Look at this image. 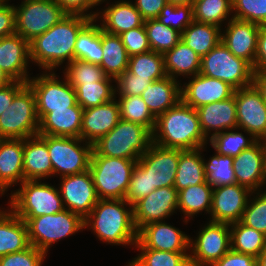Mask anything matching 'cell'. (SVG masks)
<instances>
[{
	"label": "cell",
	"instance_id": "cell-1",
	"mask_svg": "<svg viewBox=\"0 0 266 266\" xmlns=\"http://www.w3.org/2000/svg\"><path fill=\"white\" fill-rule=\"evenodd\" d=\"M91 19L66 15L42 35L29 42L30 60L43 71H55L74 60V46L80 30Z\"/></svg>",
	"mask_w": 266,
	"mask_h": 266
},
{
	"label": "cell",
	"instance_id": "cell-2",
	"mask_svg": "<svg viewBox=\"0 0 266 266\" xmlns=\"http://www.w3.org/2000/svg\"><path fill=\"white\" fill-rule=\"evenodd\" d=\"M84 229L91 230L101 243L134 248L138 230L133 207L125 199H99L84 219Z\"/></svg>",
	"mask_w": 266,
	"mask_h": 266
},
{
	"label": "cell",
	"instance_id": "cell-3",
	"mask_svg": "<svg viewBox=\"0 0 266 266\" xmlns=\"http://www.w3.org/2000/svg\"><path fill=\"white\" fill-rule=\"evenodd\" d=\"M152 142L172 149L195 150L208 145L196 109L180 100L156 118Z\"/></svg>",
	"mask_w": 266,
	"mask_h": 266
},
{
	"label": "cell",
	"instance_id": "cell-4",
	"mask_svg": "<svg viewBox=\"0 0 266 266\" xmlns=\"http://www.w3.org/2000/svg\"><path fill=\"white\" fill-rule=\"evenodd\" d=\"M8 204L19 218L50 215L64 209L58 186L44 180L23 181L18 189L11 190Z\"/></svg>",
	"mask_w": 266,
	"mask_h": 266
},
{
	"label": "cell",
	"instance_id": "cell-5",
	"mask_svg": "<svg viewBox=\"0 0 266 266\" xmlns=\"http://www.w3.org/2000/svg\"><path fill=\"white\" fill-rule=\"evenodd\" d=\"M152 143V132L141 124L120 120L93 144L92 155L138 160Z\"/></svg>",
	"mask_w": 266,
	"mask_h": 266
},
{
	"label": "cell",
	"instance_id": "cell-6",
	"mask_svg": "<svg viewBox=\"0 0 266 266\" xmlns=\"http://www.w3.org/2000/svg\"><path fill=\"white\" fill-rule=\"evenodd\" d=\"M21 219L27 225L30 245L47 255L53 244L84 230V219L68 209L50 215Z\"/></svg>",
	"mask_w": 266,
	"mask_h": 266
},
{
	"label": "cell",
	"instance_id": "cell-7",
	"mask_svg": "<svg viewBox=\"0 0 266 266\" xmlns=\"http://www.w3.org/2000/svg\"><path fill=\"white\" fill-rule=\"evenodd\" d=\"M138 160L91 155L89 171L99 199H124Z\"/></svg>",
	"mask_w": 266,
	"mask_h": 266
},
{
	"label": "cell",
	"instance_id": "cell-8",
	"mask_svg": "<svg viewBox=\"0 0 266 266\" xmlns=\"http://www.w3.org/2000/svg\"><path fill=\"white\" fill-rule=\"evenodd\" d=\"M254 73L253 66L233 55L222 41L201 58L200 74L227 82L235 89L251 86Z\"/></svg>",
	"mask_w": 266,
	"mask_h": 266
},
{
	"label": "cell",
	"instance_id": "cell-9",
	"mask_svg": "<svg viewBox=\"0 0 266 266\" xmlns=\"http://www.w3.org/2000/svg\"><path fill=\"white\" fill-rule=\"evenodd\" d=\"M15 33L28 42L60 22L67 13L56 0H21L14 5Z\"/></svg>",
	"mask_w": 266,
	"mask_h": 266
},
{
	"label": "cell",
	"instance_id": "cell-10",
	"mask_svg": "<svg viewBox=\"0 0 266 266\" xmlns=\"http://www.w3.org/2000/svg\"><path fill=\"white\" fill-rule=\"evenodd\" d=\"M38 129L35 95L26 85L0 115V139H26L38 135Z\"/></svg>",
	"mask_w": 266,
	"mask_h": 266
},
{
	"label": "cell",
	"instance_id": "cell-11",
	"mask_svg": "<svg viewBox=\"0 0 266 266\" xmlns=\"http://www.w3.org/2000/svg\"><path fill=\"white\" fill-rule=\"evenodd\" d=\"M47 148L54 177L61 178L89 170L93 145L83 139L47 135Z\"/></svg>",
	"mask_w": 266,
	"mask_h": 266
},
{
	"label": "cell",
	"instance_id": "cell-12",
	"mask_svg": "<svg viewBox=\"0 0 266 266\" xmlns=\"http://www.w3.org/2000/svg\"><path fill=\"white\" fill-rule=\"evenodd\" d=\"M41 72L27 82L35 95L39 120L51 110L67 109L77 103L75 89L64 75L59 77L56 71Z\"/></svg>",
	"mask_w": 266,
	"mask_h": 266
},
{
	"label": "cell",
	"instance_id": "cell-13",
	"mask_svg": "<svg viewBox=\"0 0 266 266\" xmlns=\"http://www.w3.org/2000/svg\"><path fill=\"white\" fill-rule=\"evenodd\" d=\"M205 223L196 233L197 237L190 236V266H211L231 249L230 224Z\"/></svg>",
	"mask_w": 266,
	"mask_h": 266
},
{
	"label": "cell",
	"instance_id": "cell-14",
	"mask_svg": "<svg viewBox=\"0 0 266 266\" xmlns=\"http://www.w3.org/2000/svg\"><path fill=\"white\" fill-rule=\"evenodd\" d=\"M237 128L249 132L256 140L266 138V102L251 86L235 89Z\"/></svg>",
	"mask_w": 266,
	"mask_h": 266
},
{
	"label": "cell",
	"instance_id": "cell-15",
	"mask_svg": "<svg viewBox=\"0 0 266 266\" xmlns=\"http://www.w3.org/2000/svg\"><path fill=\"white\" fill-rule=\"evenodd\" d=\"M58 188L62 198L64 209L79 214L85 219L98 203V195L93 183L91 172L59 178Z\"/></svg>",
	"mask_w": 266,
	"mask_h": 266
},
{
	"label": "cell",
	"instance_id": "cell-16",
	"mask_svg": "<svg viewBox=\"0 0 266 266\" xmlns=\"http://www.w3.org/2000/svg\"><path fill=\"white\" fill-rule=\"evenodd\" d=\"M183 150L151 143L138 163L149 172L150 193L157 188L174 186L179 155Z\"/></svg>",
	"mask_w": 266,
	"mask_h": 266
},
{
	"label": "cell",
	"instance_id": "cell-17",
	"mask_svg": "<svg viewBox=\"0 0 266 266\" xmlns=\"http://www.w3.org/2000/svg\"><path fill=\"white\" fill-rule=\"evenodd\" d=\"M132 207L137 230L151 222L168 220L178 212L177 189L174 186L157 188Z\"/></svg>",
	"mask_w": 266,
	"mask_h": 266
},
{
	"label": "cell",
	"instance_id": "cell-18",
	"mask_svg": "<svg viewBox=\"0 0 266 266\" xmlns=\"http://www.w3.org/2000/svg\"><path fill=\"white\" fill-rule=\"evenodd\" d=\"M251 191L237 183L213 187L208 221L233 224L241 221Z\"/></svg>",
	"mask_w": 266,
	"mask_h": 266
},
{
	"label": "cell",
	"instance_id": "cell-19",
	"mask_svg": "<svg viewBox=\"0 0 266 266\" xmlns=\"http://www.w3.org/2000/svg\"><path fill=\"white\" fill-rule=\"evenodd\" d=\"M190 235L167 221L146 224L138 230L134 248H150L159 251L189 252Z\"/></svg>",
	"mask_w": 266,
	"mask_h": 266
},
{
	"label": "cell",
	"instance_id": "cell-20",
	"mask_svg": "<svg viewBox=\"0 0 266 266\" xmlns=\"http://www.w3.org/2000/svg\"><path fill=\"white\" fill-rule=\"evenodd\" d=\"M187 79L181 83V100L194 109L228 99L235 93V88L227 82L200 73Z\"/></svg>",
	"mask_w": 266,
	"mask_h": 266
},
{
	"label": "cell",
	"instance_id": "cell-21",
	"mask_svg": "<svg viewBox=\"0 0 266 266\" xmlns=\"http://www.w3.org/2000/svg\"><path fill=\"white\" fill-rule=\"evenodd\" d=\"M233 167L237 184L247 187L251 192L266 189L265 150L262 141H257L234 156Z\"/></svg>",
	"mask_w": 266,
	"mask_h": 266
},
{
	"label": "cell",
	"instance_id": "cell-22",
	"mask_svg": "<svg viewBox=\"0 0 266 266\" xmlns=\"http://www.w3.org/2000/svg\"><path fill=\"white\" fill-rule=\"evenodd\" d=\"M223 27L221 28V41L224 45L233 55L248 61L254 66L258 33L261 26L249 21L232 18Z\"/></svg>",
	"mask_w": 266,
	"mask_h": 266
},
{
	"label": "cell",
	"instance_id": "cell-23",
	"mask_svg": "<svg viewBox=\"0 0 266 266\" xmlns=\"http://www.w3.org/2000/svg\"><path fill=\"white\" fill-rule=\"evenodd\" d=\"M29 42L19 34H12L0 38V68L13 81L27 83L31 78L29 67Z\"/></svg>",
	"mask_w": 266,
	"mask_h": 266
},
{
	"label": "cell",
	"instance_id": "cell-24",
	"mask_svg": "<svg viewBox=\"0 0 266 266\" xmlns=\"http://www.w3.org/2000/svg\"><path fill=\"white\" fill-rule=\"evenodd\" d=\"M105 4L104 9L99 8L100 10L95 17L103 31L120 35L130 29L144 25L145 20L131 0H115L110 3L106 1Z\"/></svg>",
	"mask_w": 266,
	"mask_h": 266
},
{
	"label": "cell",
	"instance_id": "cell-25",
	"mask_svg": "<svg viewBox=\"0 0 266 266\" xmlns=\"http://www.w3.org/2000/svg\"><path fill=\"white\" fill-rule=\"evenodd\" d=\"M196 111L201 131L208 141L216 134L237 128L235 94L228 99L200 106Z\"/></svg>",
	"mask_w": 266,
	"mask_h": 266
},
{
	"label": "cell",
	"instance_id": "cell-26",
	"mask_svg": "<svg viewBox=\"0 0 266 266\" xmlns=\"http://www.w3.org/2000/svg\"><path fill=\"white\" fill-rule=\"evenodd\" d=\"M120 120V106L117 98L102 105L85 109L80 138L93 145L110 132Z\"/></svg>",
	"mask_w": 266,
	"mask_h": 266
},
{
	"label": "cell",
	"instance_id": "cell-27",
	"mask_svg": "<svg viewBox=\"0 0 266 266\" xmlns=\"http://www.w3.org/2000/svg\"><path fill=\"white\" fill-rule=\"evenodd\" d=\"M23 148L24 139H0V197L24 181Z\"/></svg>",
	"mask_w": 266,
	"mask_h": 266
},
{
	"label": "cell",
	"instance_id": "cell-28",
	"mask_svg": "<svg viewBox=\"0 0 266 266\" xmlns=\"http://www.w3.org/2000/svg\"><path fill=\"white\" fill-rule=\"evenodd\" d=\"M23 173L24 181H45L53 177V166L47 148V135H36L24 139Z\"/></svg>",
	"mask_w": 266,
	"mask_h": 266
},
{
	"label": "cell",
	"instance_id": "cell-29",
	"mask_svg": "<svg viewBox=\"0 0 266 266\" xmlns=\"http://www.w3.org/2000/svg\"><path fill=\"white\" fill-rule=\"evenodd\" d=\"M83 111L78 103L67 109L51 110L39 120L38 135L80 138Z\"/></svg>",
	"mask_w": 266,
	"mask_h": 266
},
{
	"label": "cell",
	"instance_id": "cell-30",
	"mask_svg": "<svg viewBox=\"0 0 266 266\" xmlns=\"http://www.w3.org/2000/svg\"><path fill=\"white\" fill-rule=\"evenodd\" d=\"M181 82L165 76L160 80L149 83L142 92L141 98L149 111L157 118L181 100Z\"/></svg>",
	"mask_w": 266,
	"mask_h": 266
},
{
	"label": "cell",
	"instance_id": "cell-31",
	"mask_svg": "<svg viewBox=\"0 0 266 266\" xmlns=\"http://www.w3.org/2000/svg\"><path fill=\"white\" fill-rule=\"evenodd\" d=\"M6 208L0 207V257L30 246L26 223Z\"/></svg>",
	"mask_w": 266,
	"mask_h": 266
},
{
	"label": "cell",
	"instance_id": "cell-32",
	"mask_svg": "<svg viewBox=\"0 0 266 266\" xmlns=\"http://www.w3.org/2000/svg\"><path fill=\"white\" fill-rule=\"evenodd\" d=\"M163 56L165 73L170 78L186 79L200 73L201 57L182 40Z\"/></svg>",
	"mask_w": 266,
	"mask_h": 266
},
{
	"label": "cell",
	"instance_id": "cell-33",
	"mask_svg": "<svg viewBox=\"0 0 266 266\" xmlns=\"http://www.w3.org/2000/svg\"><path fill=\"white\" fill-rule=\"evenodd\" d=\"M213 186L206 180L204 183L188 186L178 192V211L183 214V222L187 225L195 215L204 212L210 215Z\"/></svg>",
	"mask_w": 266,
	"mask_h": 266
},
{
	"label": "cell",
	"instance_id": "cell-34",
	"mask_svg": "<svg viewBox=\"0 0 266 266\" xmlns=\"http://www.w3.org/2000/svg\"><path fill=\"white\" fill-rule=\"evenodd\" d=\"M207 147L208 145H204L199 149L184 150L180 153L174 183L177 192L188 186L204 183L207 180L203 162V156L205 155L202 154Z\"/></svg>",
	"mask_w": 266,
	"mask_h": 266
},
{
	"label": "cell",
	"instance_id": "cell-35",
	"mask_svg": "<svg viewBox=\"0 0 266 266\" xmlns=\"http://www.w3.org/2000/svg\"><path fill=\"white\" fill-rule=\"evenodd\" d=\"M103 58L101 68L104 73L116 79L127 70L129 56L119 35L109 34L101 29Z\"/></svg>",
	"mask_w": 266,
	"mask_h": 266
},
{
	"label": "cell",
	"instance_id": "cell-36",
	"mask_svg": "<svg viewBox=\"0 0 266 266\" xmlns=\"http://www.w3.org/2000/svg\"><path fill=\"white\" fill-rule=\"evenodd\" d=\"M91 19L78 33L74 46V59L101 65L103 49L101 45V26Z\"/></svg>",
	"mask_w": 266,
	"mask_h": 266
},
{
	"label": "cell",
	"instance_id": "cell-37",
	"mask_svg": "<svg viewBox=\"0 0 266 266\" xmlns=\"http://www.w3.org/2000/svg\"><path fill=\"white\" fill-rule=\"evenodd\" d=\"M181 40L202 58L221 41V28L193 21L182 32Z\"/></svg>",
	"mask_w": 266,
	"mask_h": 266
},
{
	"label": "cell",
	"instance_id": "cell-38",
	"mask_svg": "<svg viewBox=\"0 0 266 266\" xmlns=\"http://www.w3.org/2000/svg\"><path fill=\"white\" fill-rule=\"evenodd\" d=\"M230 240L233 251L256 258L266 249V235L241 221L230 224Z\"/></svg>",
	"mask_w": 266,
	"mask_h": 266
},
{
	"label": "cell",
	"instance_id": "cell-39",
	"mask_svg": "<svg viewBox=\"0 0 266 266\" xmlns=\"http://www.w3.org/2000/svg\"><path fill=\"white\" fill-rule=\"evenodd\" d=\"M115 79L106 76L102 81L71 85L77 103L85 110L107 103L115 98Z\"/></svg>",
	"mask_w": 266,
	"mask_h": 266
},
{
	"label": "cell",
	"instance_id": "cell-40",
	"mask_svg": "<svg viewBox=\"0 0 266 266\" xmlns=\"http://www.w3.org/2000/svg\"><path fill=\"white\" fill-rule=\"evenodd\" d=\"M192 6L193 19L200 23L223 28L233 18L232 0H194Z\"/></svg>",
	"mask_w": 266,
	"mask_h": 266
},
{
	"label": "cell",
	"instance_id": "cell-41",
	"mask_svg": "<svg viewBox=\"0 0 266 266\" xmlns=\"http://www.w3.org/2000/svg\"><path fill=\"white\" fill-rule=\"evenodd\" d=\"M257 141L249 132L235 128L216 134L208 141V145L220 155L234 157L243 150L250 148Z\"/></svg>",
	"mask_w": 266,
	"mask_h": 266
},
{
	"label": "cell",
	"instance_id": "cell-42",
	"mask_svg": "<svg viewBox=\"0 0 266 266\" xmlns=\"http://www.w3.org/2000/svg\"><path fill=\"white\" fill-rule=\"evenodd\" d=\"M140 253L125 266H190L189 252L159 251L135 248Z\"/></svg>",
	"mask_w": 266,
	"mask_h": 266
},
{
	"label": "cell",
	"instance_id": "cell-43",
	"mask_svg": "<svg viewBox=\"0 0 266 266\" xmlns=\"http://www.w3.org/2000/svg\"><path fill=\"white\" fill-rule=\"evenodd\" d=\"M127 71L141 78L160 80L166 75L162 53L149 51L129 57Z\"/></svg>",
	"mask_w": 266,
	"mask_h": 266
},
{
	"label": "cell",
	"instance_id": "cell-44",
	"mask_svg": "<svg viewBox=\"0 0 266 266\" xmlns=\"http://www.w3.org/2000/svg\"><path fill=\"white\" fill-rule=\"evenodd\" d=\"M144 27L152 51L164 54L181 40L182 33L162 24L157 18L145 20Z\"/></svg>",
	"mask_w": 266,
	"mask_h": 266
},
{
	"label": "cell",
	"instance_id": "cell-45",
	"mask_svg": "<svg viewBox=\"0 0 266 266\" xmlns=\"http://www.w3.org/2000/svg\"><path fill=\"white\" fill-rule=\"evenodd\" d=\"M203 162L207 181L213 187L237 183L232 156L220 155L215 151L209 159L203 157Z\"/></svg>",
	"mask_w": 266,
	"mask_h": 266
},
{
	"label": "cell",
	"instance_id": "cell-46",
	"mask_svg": "<svg viewBox=\"0 0 266 266\" xmlns=\"http://www.w3.org/2000/svg\"><path fill=\"white\" fill-rule=\"evenodd\" d=\"M120 106L121 119L143 125L153 132L156 118L149 111L141 96H115Z\"/></svg>",
	"mask_w": 266,
	"mask_h": 266
},
{
	"label": "cell",
	"instance_id": "cell-47",
	"mask_svg": "<svg viewBox=\"0 0 266 266\" xmlns=\"http://www.w3.org/2000/svg\"><path fill=\"white\" fill-rule=\"evenodd\" d=\"M63 75L71 85L102 81L107 75L100 65L74 59L63 67Z\"/></svg>",
	"mask_w": 266,
	"mask_h": 266
},
{
	"label": "cell",
	"instance_id": "cell-48",
	"mask_svg": "<svg viewBox=\"0 0 266 266\" xmlns=\"http://www.w3.org/2000/svg\"><path fill=\"white\" fill-rule=\"evenodd\" d=\"M241 222L266 235V189L251 192Z\"/></svg>",
	"mask_w": 266,
	"mask_h": 266
},
{
	"label": "cell",
	"instance_id": "cell-49",
	"mask_svg": "<svg viewBox=\"0 0 266 266\" xmlns=\"http://www.w3.org/2000/svg\"><path fill=\"white\" fill-rule=\"evenodd\" d=\"M157 19L162 24H165L166 26L176 29L182 33L185 28L194 21L193 6L192 4L176 5L172 3H166Z\"/></svg>",
	"mask_w": 266,
	"mask_h": 266
},
{
	"label": "cell",
	"instance_id": "cell-50",
	"mask_svg": "<svg viewBox=\"0 0 266 266\" xmlns=\"http://www.w3.org/2000/svg\"><path fill=\"white\" fill-rule=\"evenodd\" d=\"M233 18L266 26V0H232Z\"/></svg>",
	"mask_w": 266,
	"mask_h": 266
},
{
	"label": "cell",
	"instance_id": "cell-51",
	"mask_svg": "<svg viewBox=\"0 0 266 266\" xmlns=\"http://www.w3.org/2000/svg\"><path fill=\"white\" fill-rule=\"evenodd\" d=\"M47 254L30 245L27 249L0 257V266H42Z\"/></svg>",
	"mask_w": 266,
	"mask_h": 266
},
{
	"label": "cell",
	"instance_id": "cell-52",
	"mask_svg": "<svg viewBox=\"0 0 266 266\" xmlns=\"http://www.w3.org/2000/svg\"><path fill=\"white\" fill-rule=\"evenodd\" d=\"M150 193L149 172H147L138 162L133 168L128 191L125 200L133 205L138 200L146 197Z\"/></svg>",
	"mask_w": 266,
	"mask_h": 266
},
{
	"label": "cell",
	"instance_id": "cell-53",
	"mask_svg": "<svg viewBox=\"0 0 266 266\" xmlns=\"http://www.w3.org/2000/svg\"><path fill=\"white\" fill-rule=\"evenodd\" d=\"M152 82L151 78L137 77L126 70L115 79V96H141L148 84Z\"/></svg>",
	"mask_w": 266,
	"mask_h": 266
},
{
	"label": "cell",
	"instance_id": "cell-54",
	"mask_svg": "<svg viewBox=\"0 0 266 266\" xmlns=\"http://www.w3.org/2000/svg\"><path fill=\"white\" fill-rule=\"evenodd\" d=\"M129 57L151 51L144 25L119 35Z\"/></svg>",
	"mask_w": 266,
	"mask_h": 266
},
{
	"label": "cell",
	"instance_id": "cell-55",
	"mask_svg": "<svg viewBox=\"0 0 266 266\" xmlns=\"http://www.w3.org/2000/svg\"><path fill=\"white\" fill-rule=\"evenodd\" d=\"M57 3L61 6V8L68 15H82L86 16L90 19H95L97 12V6L100 4L96 0H56ZM94 8H96L94 10ZM94 10V11H89Z\"/></svg>",
	"mask_w": 266,
	"mask_h": 266
},
{
	"label": "cell",
	"instance_id": "cell-56",
	"mask_svg": "<svg viewBox=\"0 0 266 266\" xmlns=\"http://www.w3.org/2000/svg\"><path fill=\"white\" fill-rule=\"evenodd\" d=\"M211 266H258L256 257L230 249L224 256Z\"/></svg>",
	"mask_w": 266,
	"mask_h": 266
},
{
	"label": "cell",
	"instance_id": "cell-57",
	"mask_svg": "<svg viewBox=\"0 0 266 266\" xmlns=\"http://www.w3.org/2000/svg\"><path fill=\"white\" fill-rule=\"evenodd\" d=\"M132 3L141 13L144 20L155 19L160 15L162 8L166 5L167 0H134Z\"/></svg>",
	"mask_w": 266,
	"mask_h": 266
},
{
	"label": "cell",
	"instance_id": "cell-58",
	"mask_svg": "<svg viewBox=\"0 0 266 266\" xmlns=\"http://www.w3.org/2000/svg\"><path fill=\"white\" fill-rule=\"evenodd\" d=\"M15 33L14 3L0 4V38Z\"/></svg>",
	"mask_w": 266,
	"mask_h": 266
},
{
	"label": "cell",
	"instance_id": "cell-59",
	"mask_svg": "<svg viewBox=\"0 0 266 266\" xmlns=\"http://www.w3.org/2000/svg\"><path fill=\"white\" fill-rule=\"evenodd\" d=\"M27 85L20 81H13L0 88V115L11 105L14 97Z\"/></svg>",
	"mask_w": 266,
	"mask_h": 266
},
{
	"label": "cell",
	"instance_id": "cell-60",
	"mask_svg": "<svg viewBox=\"0 0 266 266\" xmlns=\"http://www.w3.org/2000/svg\"><path fill=\"white\" fill-rule=\"evenodd\" d=\"M253 69L254 72H266V26H261L258 33L257 53Z\"/></svg>",
	"mask_w": 266,
	"mask_h": 266
},
{
	"label": "cell",
	"instance_id": "cell-61",
	"mask_svg": "<svg viewBox=\"0 0 266 266\" xmlns=\"http://www.w3.org/2000/svg\"><path fill=\"white\" fill-rule=\"evenodd\" d=\"M252 84L257 88L263 100L266 102V72H255Z\"/></svg>",
	"mask_w": 266,
	"mask_h": 266
},
{
	"label": "cell",
	"instance_id": "cell-62",
	"mask_svg": "<svg viewBox=\"0 0 266 266\" xmlns=\"http://www.w3.org/2000/svg\"><path fill=\"white\" fill-rule=\"evenodd\" d=\"M13 82V80L0 68V88Z\"/></svg>",
	"mask_w": 266,
	"mask_h": 266
},
{
	"label": "cell",
	"instance_id": "cell-63",
	"mask_svg": "<svg viewBox=\"0 0 266 266\" xmlns=\"http://www.w3.org/2000/svg\"><path fill=\"white\" fill-rule=\"evenodd\" d=\"M258 266H266V249L257 258Z\"/></svg>",
	"mask_w": 266,
	"mask_h": 266
},
{
	"label": "cell",
	"instance_id": "cell-64",
	"mask_svg": "<svg viewBox=\"0 0 266 266\" xmlns=\"http://www.w3.org/2000/svg\"><path fill=\"white\" fill-rule=\"evenodd\" d=\"M194 0H167V3H172L176 5L180 4H193Z\"/></svg>",
	"mask_w": 266,
	"mask_h": 266
},
{
	"label": "cell",
	"instance_id": "cell-65",
	"mask_svg": "<svg viewBox=\"0 0 266 266\" xmlns=\"http://www.w3.org/2000/svg\"><path fill=\"white\" fill-rule=\"evenodd\" d=\"M262 143H263V147H264V150H265V164H266V138H264L263 140H261Z\"/></svg>",
	"mask_w": 266,
	"mask_h": 266
},
{
	"label": "cell",
	"instance_id": "cell-66",
	"mask_svg": "<svg viewBox=\"0 0 266 266\" xmlns=\"http://www.w3.org/2000/svg\"><path fill=\"white\" fill-rule=\"evenodd\" d=\"M10 3H11V0H0V4H10Z\"/></svg>",
	"mask_w": 266,
	"mask_h": 266
},
{
	"label": "cell",
	"instance_id": "cell-67",
	"mask_svg": "<svg viewBox=\"0 0 266 266\" xmlns=\"http://www.w3.org/2000/svg\"><path fill=\"white\" fill-rule=\"evenodd\" d=\"M100 5L109 0H96Z\"/></svg>",
	"mask_w": 266,
	"mask_h": 266
}]
</instances>
